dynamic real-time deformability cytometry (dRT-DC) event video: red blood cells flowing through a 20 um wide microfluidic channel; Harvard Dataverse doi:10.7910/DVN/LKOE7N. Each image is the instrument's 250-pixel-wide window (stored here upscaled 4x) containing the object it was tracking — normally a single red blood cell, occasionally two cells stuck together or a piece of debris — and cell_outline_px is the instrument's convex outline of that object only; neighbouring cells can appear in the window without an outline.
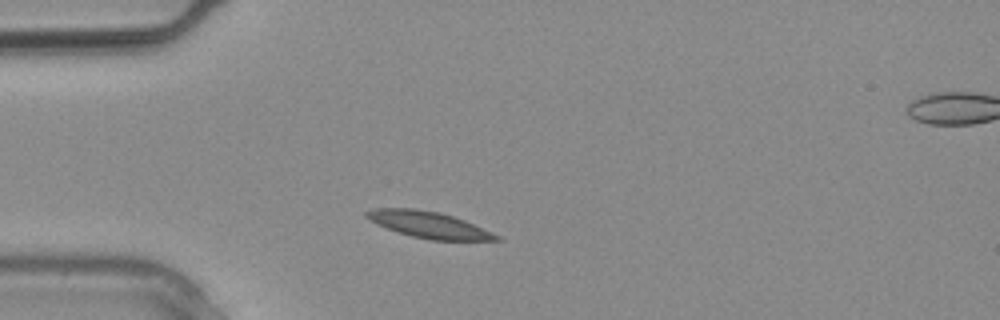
{"species": "common noctule bat (a hibernating species)", "species_latin": "Nyctalus noctula", "temperature_condition": "warm", "stored_images_in_passage": 2, "segment_of_instrument_passage": [1, 2], "camera_frame_rate_fps": 3000, "um_per_image_px": 0.085, "animal": {"sex": "male", "body_mass_g": 20.4}, "frame": {"image": 1, "passage_image": 1, "time_ms": 0.0, "image_size_px": [1000, 320], "cell_outline_px": [[504, 240], [432, 240], [412, 236], [388, 228], [368, 220], [364, 216], [364, 212], [376, 208], [412, 208], [440, 212], [464, 220], [500, 236]], "centroid_in_image_um": [36.43, 19.09], "position_along_channel_um": 48.6, "area_um2": 19.71}}